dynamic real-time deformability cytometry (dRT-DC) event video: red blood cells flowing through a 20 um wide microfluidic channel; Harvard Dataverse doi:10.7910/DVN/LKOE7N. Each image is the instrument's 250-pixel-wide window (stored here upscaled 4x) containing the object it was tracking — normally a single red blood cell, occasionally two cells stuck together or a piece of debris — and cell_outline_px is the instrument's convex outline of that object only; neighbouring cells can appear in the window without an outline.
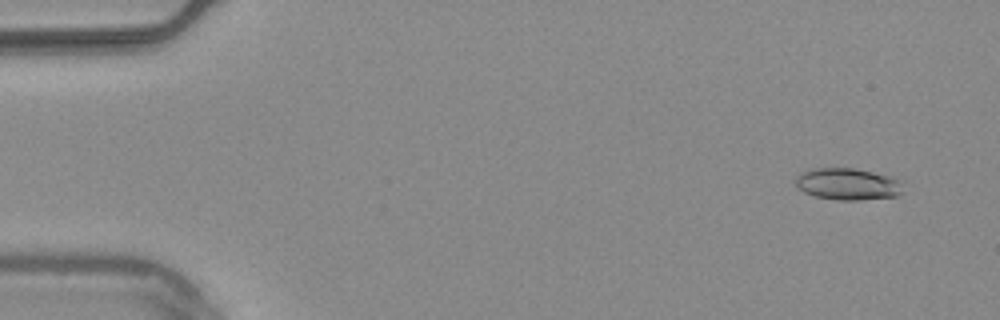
{"species": "common noctule bat (a hibernating species)", "species_latin": "Nyctalus noctula", "temperature_condition": "warm", "stored_images_in_passage": 53, "camera_frame_rate_fps": 3000, "um_per_image_px": 0.085, "animal": {"sex": "male", "body_mass_g": 20.4}, "frame": {"image": 1, "passage_image": 3, "time_ms": 0.667, "image_size_px": [1000, 320], "cell_outline_px": [[900, 192], [896, 196], [860, 200], [836, 200], [816, 196], [804, 192], [796, 184], [796, 176], [800, 172], [812, 168], [852, 168], [872, 172], [888, 176], [900, 180]], "centroid_in_image_um": [72.0, 15.64], "position_along_channel_um": 13.0, "area_um2": 19.65}}
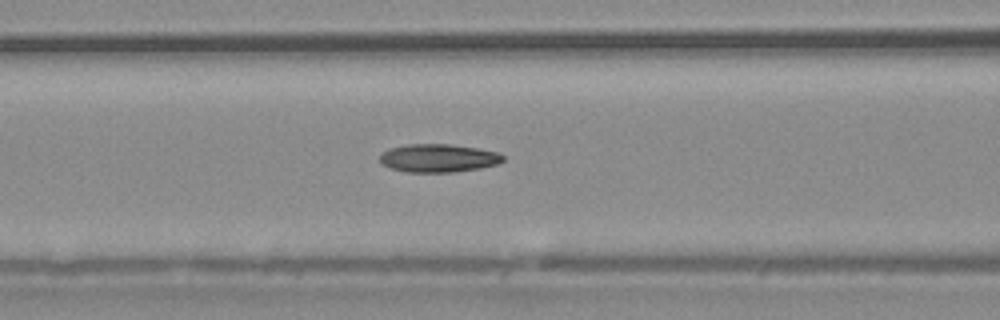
{"frame": {"image": 2, "passage_image": 22, "time_ms": 7.0, "image_size_px": [1000, 320], "cell_outline_px": [[504, 160], [500, 164], [480, 168], [452, 172], [404, 172], [380, 164], [380, 156], [384, 152], [392, 148], [408, 144], [448, 144], [476, 148], [496, 152], [504, 156]], "centroid_in_image_um": [37.27, 13.45], "position_along_channel_um": 129.3, "area_um2": 20.11}}
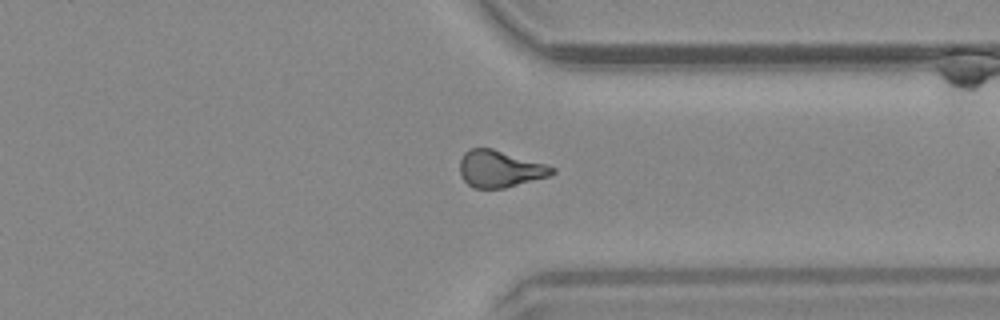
{"frame": {"image": 3, "passage_image": 41, "time_ms": 13.333, "image_size_px": [1000, 320], "cell_outline_px": [[556, 172], [548, 176], [504, 188], [472, 188], [460, 176], [460, 160], [464, 152], [468, 148], [492, 148], [544, 164], [556, 168]], "centroid_in_image_um": [42.44, 14.35], "position_along_channel_um": 369.0, "area_um2": 19.65}, "authors_computed_cell_mechanics": {"area_um2": 19.5942, "velocity_mm_per_s": 3.7902, "shape_relaxation_time_tau1_ms": 9.6281, "shape_relaxation_time_tau2_ms": 3.7993, "deformation_change_tau1": 0.2412, "deformation_change_tau2": 0.1291}}